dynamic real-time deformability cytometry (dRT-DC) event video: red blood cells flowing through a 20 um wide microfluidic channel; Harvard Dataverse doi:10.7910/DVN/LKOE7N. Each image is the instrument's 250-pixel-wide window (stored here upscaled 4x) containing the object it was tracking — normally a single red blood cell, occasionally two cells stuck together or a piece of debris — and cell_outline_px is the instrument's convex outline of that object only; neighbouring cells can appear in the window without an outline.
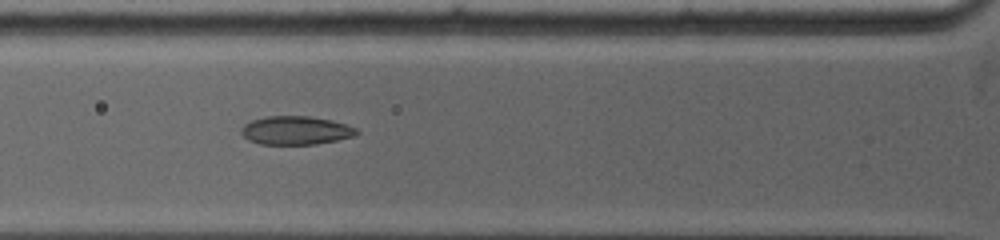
{"species": "common noctule bat (a hibernating species)", "species_latin": "Nyctalus noctula", "temperature_condition": "warm", "stored_images_in_passage": 27, "camera_frame_rate_fps": 5000, "um_per_image_px": 0.085, "animal": {"sex": "female", "body_mass_g": 19.0, "forearm_length_mm": 53.3}, "frame": {"image": 1, "passage_image": 6, "time_ms": 3.2, "image_size_px": [1000, 240], "cell_outline_px": [[360, 132], [356, 136], [316, 144], [260, 144], [248, 140], [240, 132], [244, 124], [252, 120], [264, 116], [308, 116], [332, 120], [356, 128]], "centroid_in_image_um": [25.14, 11.08], "position_along_channel_um": 100.7, "area_um2": 19.19}}
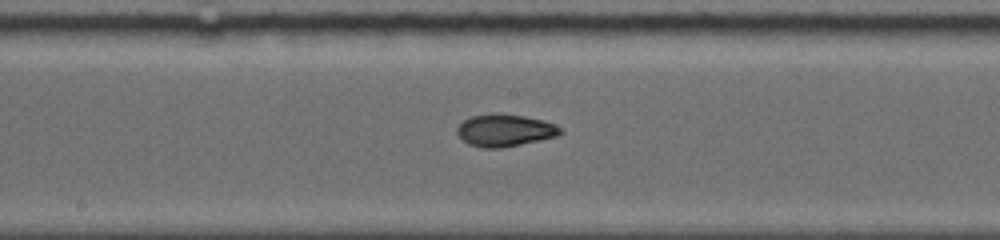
{"frame": {"image": 2, "passage_image": 12, "time_ms": 5.8, "image_size_px": [1000, 240], "cell_outline_px": [[564, 132], [556, 136], [520, 144], [500, 148], [480, 148], [468, 144], [456, 132], [456, 128], [464, 120], [472, 116], [492, 112], [496, 112], [524, 116], [544, 120], [560, 128]], "centroid_in_image_um": [42.87, 11.06], "position_along_channel_um": 205.3, "area_um2": 19.36}}
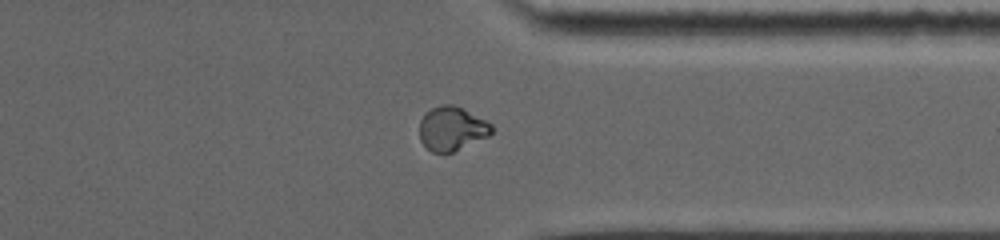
{"frame": {"image": 3, "passage_image": 23, "time_ms": 10.0, "image_size_px": [1000, 240], "cell_outline_px": [[492, 132], [488, 136], [452, 152], [432, 152], [420, 140], [420, 120], [432, 108], [444, 104], [452, 104], [492, 124]], "centroid_in_image_um": [38.39, 10.94], "position_along_channel_um": 373.0, "area_um2": 17.92}, "authors_computed_cell_mechanics": {"area_um2": 18.3804, "velocity_mm_per_s": 4.0288, "shape_relaxation_time_tau1_ms": null, "shape_relaxation_time_tau2_ms": 1.0037, "deformation_change_tau1": null, "deformation_change_tau2": 0.0536}}